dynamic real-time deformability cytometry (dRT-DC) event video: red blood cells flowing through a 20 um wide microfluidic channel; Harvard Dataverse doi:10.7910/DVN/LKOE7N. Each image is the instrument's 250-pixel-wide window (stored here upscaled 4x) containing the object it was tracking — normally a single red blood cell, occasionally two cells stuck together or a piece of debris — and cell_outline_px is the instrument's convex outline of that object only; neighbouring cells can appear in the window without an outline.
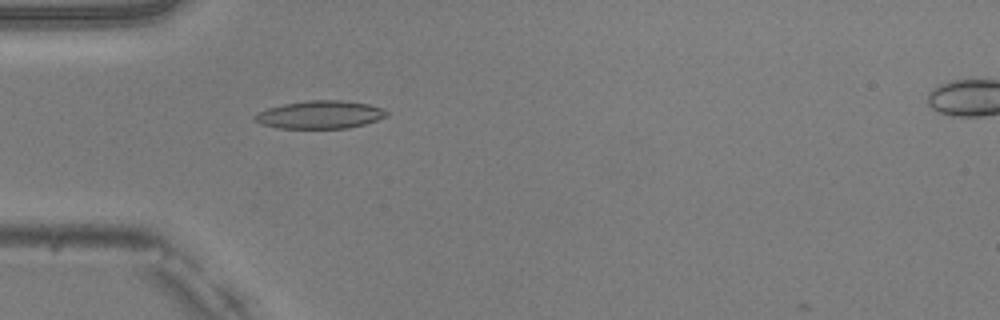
{"species": "common noctule bat (a hibernating species)", "species_latin": "Nyctalus noctula", "temperature_condition": "warm", "stored_images_in_passage": 36, "camera_frame_rate_fps": 3000, "um_per_image_px": 0.085, "animal": {"sex": "male", "body_mass_g": 20.5, "forearm_length_mm": 52.5}, "frame": {"image": 1, "passage_image": 1, "time_ms": 0.0, "image_size_px": [1000, 320], "cell_outline_px": [[388, 116], [364, 124], [348, 128], [276, 128], [252, 120], [252, 116], [256, 112], [268, 108], [284, 104], [308, 100], [340, 100], [368, 104], [384, 108], [388, 112]], "centroid_in_image_um": [27.19, 9.74], "position_along_channel_um": 57.8, "area_um2": 21.5}}
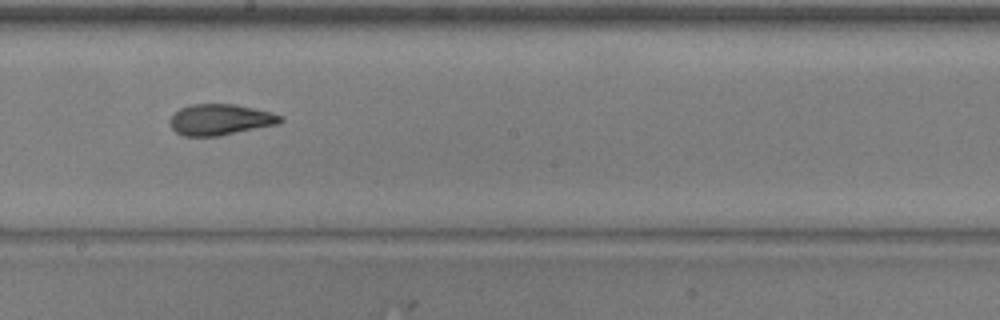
{"frame": {"image": 2, "passage_image": 14, "time_ms": 4.333, "image_size_px": [1000, 320], "cell_outline_px": [[284, 120], [280, 124], [220, 136], [184, 136], [176, 132], [172, 128], [168, 120], [180, 108], [192, 104], [232, 104], [272, 112], [284, 116]], "centroid_in_image_um": [18.76, 10.18], "position_along_channel_um": 229.4, "area_um2": 20.11}}
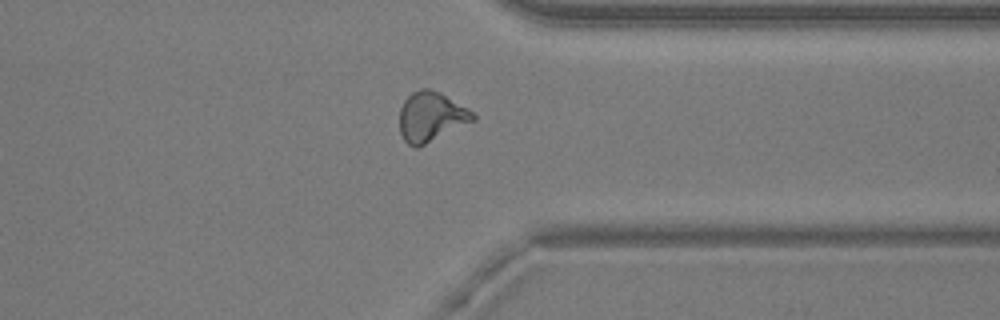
{"frame": {"image": 3, "passage_image": 25, "time_ms": 8.0, "image_size_px": [1000, 320], "cell_outline_px": [[476, 120], [416, 148], [408, 144], [404, 140], [400, 132], [400, 108], [404, 100], [412, 92], [420, 88], [428, 88], [440, 92], [468, 108], [476, 116]], "centroid_in_image_um": [36.64, 9.91], "position_along_channel_um": 374.8, "area_um2": 21.21}, "authors_computed_cell_mechanics": {"area_um2": 20.4034, "velocity_mm_per_s": 4.044, "shape_relaxation_time_tau1_ms": 6.5626, "shape_relaxation_time_tau2_ms": 1.6519, "deformation_change_tau1": 0.2048, "deformation_change_tau2": 0.0878}}